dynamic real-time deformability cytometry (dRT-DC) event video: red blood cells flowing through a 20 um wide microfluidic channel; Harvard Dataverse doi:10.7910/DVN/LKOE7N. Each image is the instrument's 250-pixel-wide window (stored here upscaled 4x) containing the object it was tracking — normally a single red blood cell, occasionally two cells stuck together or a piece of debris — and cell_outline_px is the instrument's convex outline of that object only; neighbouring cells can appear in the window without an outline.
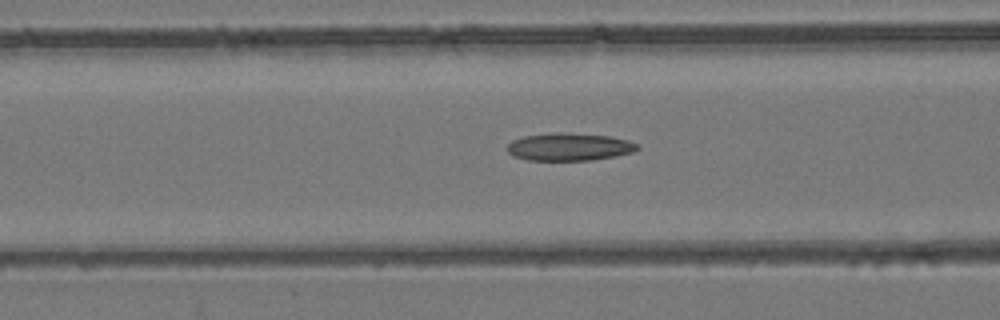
{"species": "common noctule bat (a hibernating species)", "species_latin": "Nyctalus noctula", "temperature_condition": "room temperature", "stored_images_in_passage": 54, "camera_frame_rate_fps": 3000, "um_per_image_px": 0.085, "animal": {"sex": "female", "body_mass_g": 24.6, "forearm_length_mm": 56.2}, "frame": {"image": 1, "passage_image": 22, "time_ms": 7.0, "image_size_px": [1000, 320], "cell_outline_px": [[640, 148], [632, 152], [616, 156], [592, 160], [528, 160], [512, 156], [508, 152], [508, 144], [512, 140], [524, 136], [552, 132], [556, 132], [612, 136], [628, 140], [640, 144]], "centroid_in_image_um": [48.41, 12.48], "position_along_channel_um": 118.2, "area_um2": 21.1}}
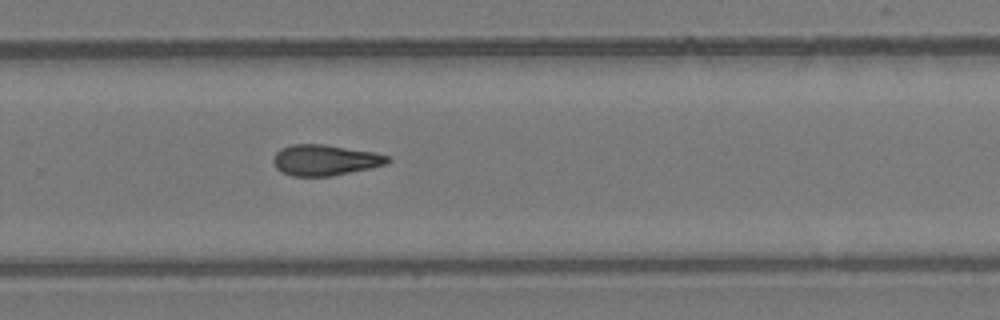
{"frame": {"image": 2, "passage_image": 36, "time_ms": 11.667, "image_size_px": [1000, 320], "cell_outline_px": [[392, 160], [388, 164], [372, 168], [332, 176], [292, 176], [280, 172], [276, 168], [272, 160], [276, 152], [280, 148], [288, 144], [324, 144], [376, 152], [388, 156]], "centroid_in_image_um": [27.63, 13.6], "position_along_channel_um": 302.2, "area_um2": 20.92}}
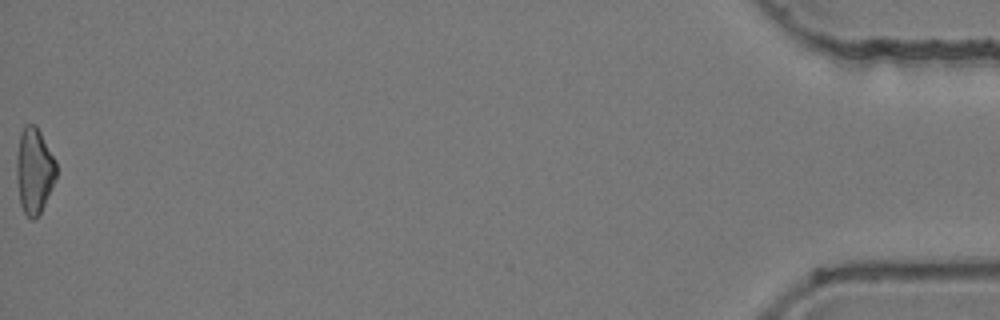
{"frame": {"image": 3, "passage_image": 54, "time_ms": 17.667, "image_size_px": [1000, 320], "cell_outline_px": [[56, 176], [52, 188], [40, 212], [32, 220], [24, 212], [20, 204], [16, 176], [16, 156], [20, 132], [24, 124], [36, 124], [56, 160]], "centroid_in_image_um": [2.89, 14.46], "position_along_channel_um": 432.3, "area_um2": 19.94}, "authors_computed_cell_mechanics": {"area_um2": 20.6346, "velocity_mm_per_s": 3.9533, "shape_relaxation_time_tau1_ms": null, "shape_relaxation_time_tau2_ms": 8.2094, "deformation_change_tau1": null, "deformation_change_tau2": 0.2034}}